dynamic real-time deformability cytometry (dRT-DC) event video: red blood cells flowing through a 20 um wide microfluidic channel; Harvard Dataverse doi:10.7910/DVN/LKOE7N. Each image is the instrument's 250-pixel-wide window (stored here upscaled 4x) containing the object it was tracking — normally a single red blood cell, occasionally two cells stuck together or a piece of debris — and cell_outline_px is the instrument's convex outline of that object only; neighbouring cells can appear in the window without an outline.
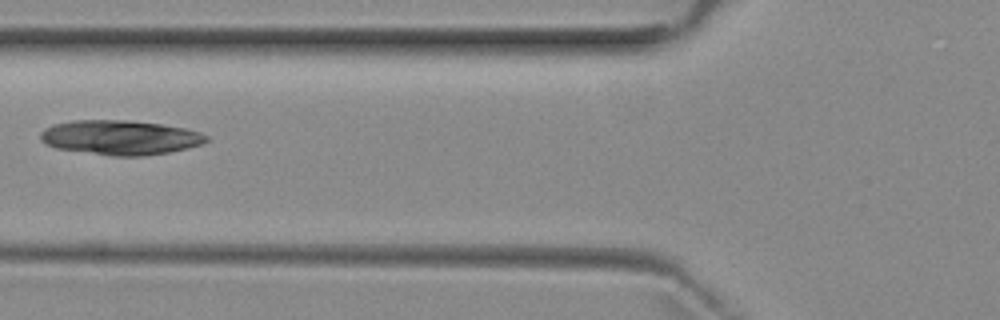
{"species": "common noctule bat (a hibernating species)", "species_latin": "Nyctalus noctula", "temperature_condition": "room temperature", "stored_images_in_passage": 5, "camera_frame_rate_fps": 3000, "um_per_image_px": 0.085, "animal": {"sex": "female", "body_mass_g": 29.2, "forearm_length_mm": 56.3}, "frame": {"image": 1, "passage_image": 4, "time_ms": 4.667, "image_size_px": [1000, 320], "cell_outline_px": [[208, 140], [204, 144], [188, 148], [168, 152], [144, 156], [112, 156], [56, 148], [40, 140], [40, 132], [44, 128], [52, 124], [72, 120], [128, 120], [160, 124], [184, 128], [200, 132], [208, 136]], "centroid_in_image_um": [10.21, 11.68], "position_along_channel_um": 115.6, "area_um2": 33.52}}
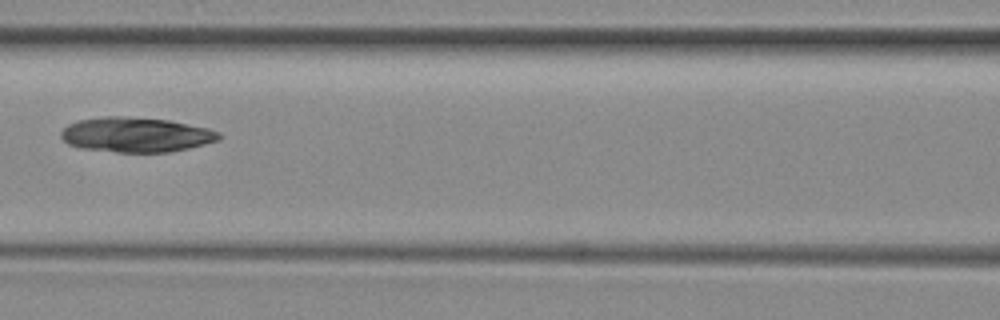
{"frame": {"image": 2, "passage_image": 5, "time_ms": 5.667, "image_size_px": [1000, 320], "cell_outline_px": [[224, 136], [220, 140], [188, 148], [168, 152], [116, 152], [80, 148], [68, 144], [60, 136], [60, 132], [68, 124], [80, 120], [108, 116], [124, 116], [168, 120], [208, 128], [220, 132]], "centroid_in_image_um": [11.58, 11.45], "position_along_channel_um": 155.0, "area_um2": 32.08}}